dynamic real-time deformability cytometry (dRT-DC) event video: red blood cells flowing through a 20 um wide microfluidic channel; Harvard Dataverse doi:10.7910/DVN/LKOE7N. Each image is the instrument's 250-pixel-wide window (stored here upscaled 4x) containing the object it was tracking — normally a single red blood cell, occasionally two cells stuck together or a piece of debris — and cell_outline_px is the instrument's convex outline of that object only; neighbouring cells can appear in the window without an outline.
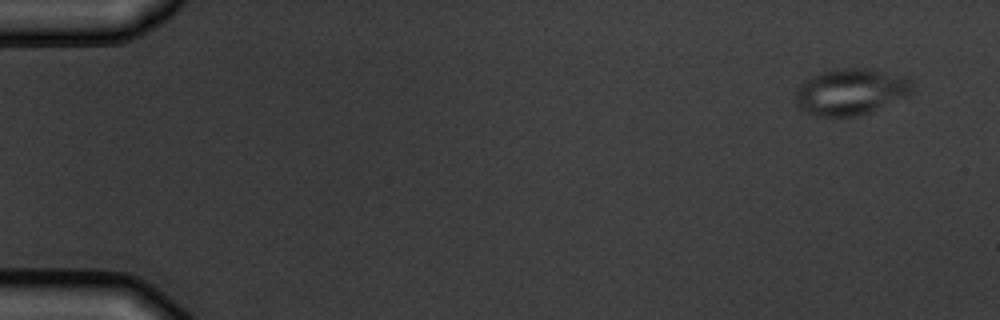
{"species": "common noctule bat (a hibernating species)", "species_latin": "Nyctalus noctula", "temperature_condition": "warm", "stored_images_in_passage": 5, "camera_frame_rate_fps": 3000, "um_per_image_px": 0.085, "animal": {"sex": "male", "body_mass_g": 19.5, "forearm_length_mm": 54.6}, "frame": {"image": 1, "passage_image": 1, "time_ms": 0.0, "image_size_px": [1000, 320], "cell_outline_px": [[916, 88], [908, 96], [872, 112], [860, 116], [812, 116], [800, 108], [796, 104], [796, 88], [808, 76], [820, 72], [836, 68], [872, 68], [908, 76], [912, 80]], "centroid_in_image_um": [72.36, 7.78], "position_along_channel_um": 12.6, "area_um2": 32.54}}